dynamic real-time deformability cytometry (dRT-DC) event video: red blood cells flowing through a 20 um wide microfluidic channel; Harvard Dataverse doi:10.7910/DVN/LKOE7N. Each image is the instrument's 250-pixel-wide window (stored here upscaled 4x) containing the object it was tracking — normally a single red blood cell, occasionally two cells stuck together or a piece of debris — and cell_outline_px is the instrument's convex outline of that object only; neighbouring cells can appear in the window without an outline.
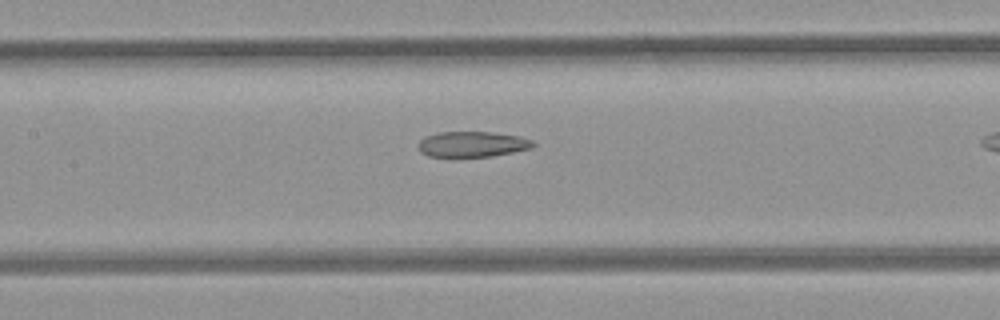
{"species": "common noctule bat (a hibernating species)", "species_latin": "Nyctalus noctula", "temperature_condition": "room temperature", "stored_images_in_passage": 36, "camera_frame_rate_fps": 3000, "um_per_image_px": 0.085, "animal": {"sex": "female", "body_mass_g": 21.9}, "frame": {"image": 1, "passage_image": 19, "time_ms": 6.0, "image_size_px": [1000, 320], "cell_outline_px": [[536, 144], [532, 148], [492, 156], [452, 160], [428, 156], [420, 152], [420, 140], [424, 136], [440, 132], [492, 132], [520, 136], [532, 140]], "centroid_in_image_um": [40.11, 12.3], "position_along_channel_um": 167.3, "area_um2": 17.86}}
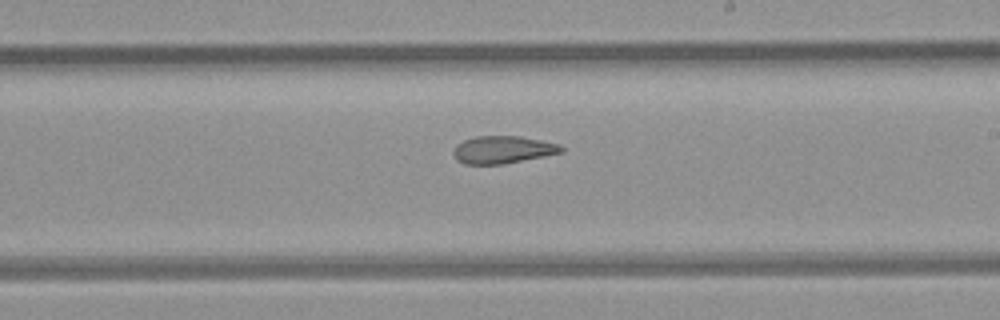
{"frame": {"image": 2, "passage_image": 25, "time_ms": 8.0, "image_size_px": [1000, 320], "cell_outline_px": [[564, 152], [504, 164], [464, 164], [456, 160], [452, 152], [456, 144], [464, 140], [476, 136], [520, 136], [560, 144], [564, 148]], "centroid_in_image_um": [42.72, 12.72], "position_along_channel_um": 246.3, "area_um2": 17.4}}
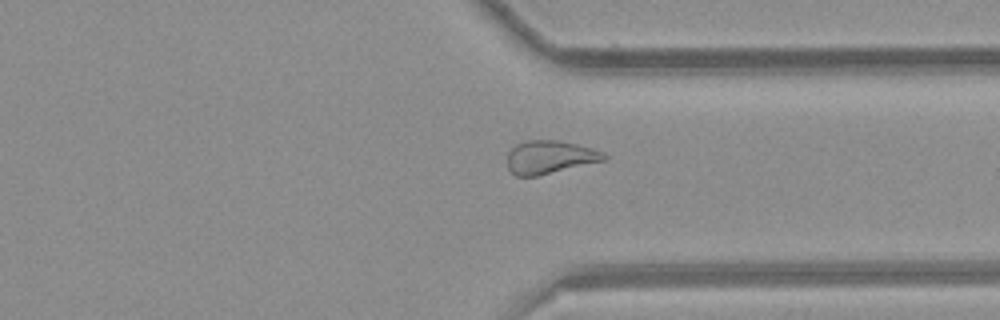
{"frame": {"image": 3, "passage_image": 34, "time_ms": 11.0, "image_size_px": [1000, 320], "cell_outline_px": [[608, 160], [536, 176], [516, 176], [508, 168], [508, 152], [516, 144], [528, 140], [560, 140], [592, 148], [604, 152], [608, 156]], "centroid_in_image_um": [46.77, 13.35], "position_along_channel_um": 364.6, "area_um2": 18.79}}